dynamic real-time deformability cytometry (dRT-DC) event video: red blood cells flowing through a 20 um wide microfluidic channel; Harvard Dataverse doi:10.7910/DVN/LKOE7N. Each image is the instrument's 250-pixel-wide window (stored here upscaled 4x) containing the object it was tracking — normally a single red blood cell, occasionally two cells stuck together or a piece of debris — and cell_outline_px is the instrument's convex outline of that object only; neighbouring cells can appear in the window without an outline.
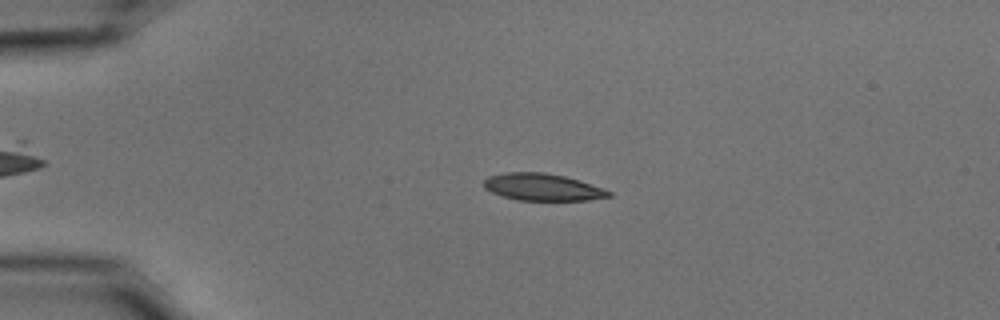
{"species": "common noctule bat (a hibernating species)", "species_latin": "Nyctalus noctula", "temperature_condition": "cold", "stored_images_in_passage": 13, "camera_frame_rate_fps": 3000, "um_per_image_px": 0.085, "animal": {"sex": "male", "body_mass_g": 15.6}, "frame": {"image": 1, "passage_image": 7, "time_ms": 2.0, "image_size_px": [1000, 320], "cell_outline_px": [[612, 196], [588, 200], [520, 200], [504, 196], [492, 192], [484, 188], [484, 180], [488, 176], [504, 172], [544, 172], [564, 176], [580, 180], [612, 192]], "centroid_in_image_um": [46.11, 15.89], "position_along_channel_um": 38.9, "area_um2": 19.59}}
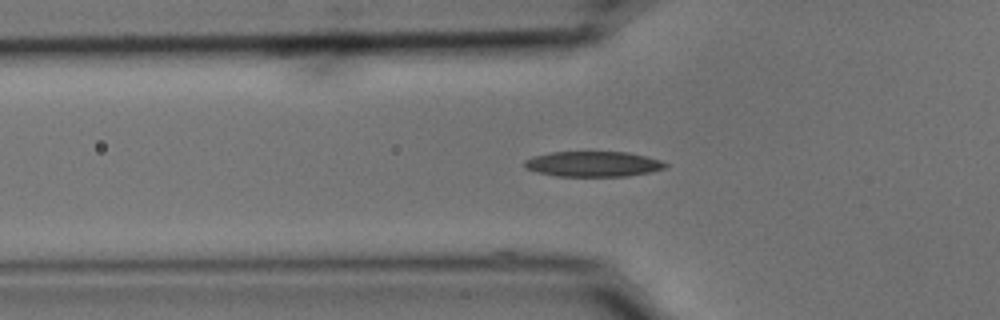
{"frame": {"image": 2, "passage_image": 13, "time_ms": 4.0, "image_size_px": [1000, 320], "cell_outline_px": [[668, 164], [664, 168], [648, 172], [628, 176], [556, 176], [536, 172], [524, 168], [524, 160], [532, 156], [552, 152], [628, 152], [660, 160]], "centroid_in_image_um": [50.36, 13.94], "position_along_channel_um": 75.4, "area_um2": 20.75}}